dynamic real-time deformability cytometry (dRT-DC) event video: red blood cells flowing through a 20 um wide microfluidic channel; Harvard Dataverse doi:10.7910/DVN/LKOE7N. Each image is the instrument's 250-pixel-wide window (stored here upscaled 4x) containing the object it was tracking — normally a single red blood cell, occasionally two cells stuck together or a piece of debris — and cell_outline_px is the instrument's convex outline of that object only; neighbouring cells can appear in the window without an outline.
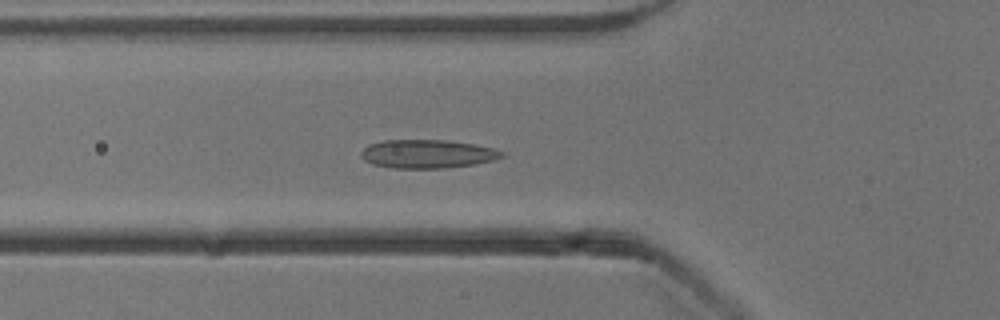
{"species": "common noctule bat (a hibernating species)", "species_latin": "Nyctalus noctula", "temperature_condition": "cold", "stored_images_in_passage": 41, "camera_frame_rate_fps": 3000, "um_per_image_px": 0.085, "animal": {"sex": "male", "body_mass_g": 13.3}, "frame": {"image": 1, "passage_image": 7, "time_ms": 2.0, "image_size_px": [1000, 320], "cell_outline_px": [[504, 156], [492, 160], [476, 164], [444, 168], [392, 168], [372, 164], [364, 160], [360, 156], [360, 152], [368, 144], [384, 140], [444, 140], [476, 144], [492, 148], [504, 152]], "centroid_in_image_um": [36.3, 13.08], "position_along_channel_um": 89.5, "area_um2": 23.47}}
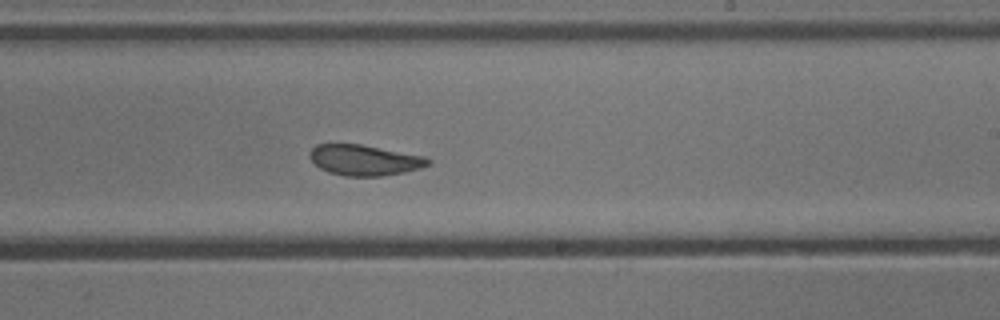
{"frame": {"image": 2, "passage_image": 20, "time_ms": 6.333, "image_size_px": [1000, 320], "cell_outline_px": [[432, 164], [420, 168], [404, 172], [380, 176], [344, 176], [328, 172], [320, 168], [308, 156], [308, 152], [316, 144], [360, 144], [424, 156], [432, 160]], "centroid_in_image_um": [30.98, 13.61], "position_along_channel_um": 258.0, "area_um2": 21.15}}
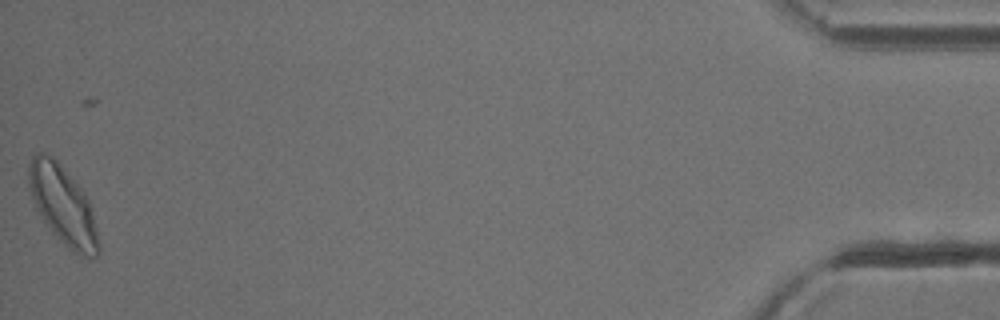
{"frame": {"image": 3, "passage_image": 41, "time_ms": 13.333, "image_size_px": [1000, 320], "cell_outline_px": [[100, 252], [92, 260], [88, 260], [72, 252], [52, 232], [36, 208], [28, 184], [28, 164], [32, 156], [36, 152], [44, 152], [52, 156], [64, 168], [84, 192], [88, 200], [92, 212], [100, 244]], "centroid_in_image_um": [5.36, 17.47], "position_along_channel_um": 429.8, "area_um2": 32.02}, "authors_computed_cell_mechanics": {"area_um2": 22.5998, "velocity_mm_per_s": 3.886, "shape_relaxation_time_tau1_ms": 4.305, "shape_relaxation_time_tau2_ms": 1.2895, "deformation_change_tau1": 0.1057, "deformation_change_tau2": 0.0739}}